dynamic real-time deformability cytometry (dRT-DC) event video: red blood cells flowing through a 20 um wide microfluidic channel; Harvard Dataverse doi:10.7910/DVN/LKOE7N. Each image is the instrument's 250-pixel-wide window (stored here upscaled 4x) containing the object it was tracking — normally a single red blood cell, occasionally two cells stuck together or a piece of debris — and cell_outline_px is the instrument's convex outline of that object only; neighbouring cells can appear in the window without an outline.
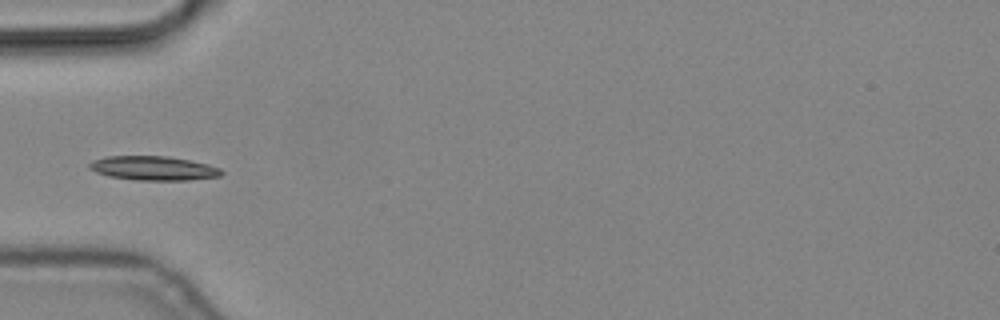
{"species": "common noctule bat (a hibernating species)", "species_latin": "Nyctalus noctula", "temperature_condition": "cold", "stored_images_in_passage": 5, "camera_frame_rate_fps": 3000, "um_per_image_px": 0.085, "animal": {"sex": "male", "body_mass_g": 19.2, "forearm_length_mm": 51.8}, "frame": {"image": 1, "passage_image": 4, "time_ms": 1.0, "image_size_px": [1000, 320], "cell_outline_px": [[224, 172], [220, 176], [188, 180], [136, 180], [108, 176], [96, 172], [88, 168], [88, 164], [96, 160], [108, 156], [168, 156], [208, 164], [220, 168]], "centroid_in_image_um": [13.05, 14.3], "position_along_channel_um": 71.9, "area_um2": 18.5}}
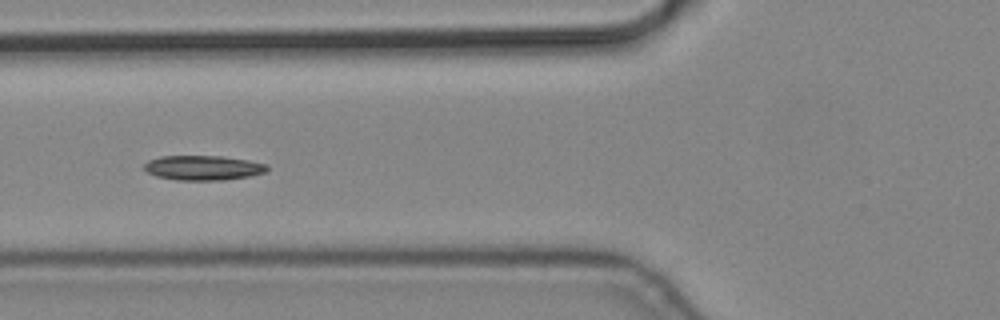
{"frame": {"image": 2, "passage_image": 5, "time_ms": 1.333, "image_size_px": [1000, 320], "cell_outline_px": [[268, 168], [264, 172], [248, 176], [224, 180], [180, 180], [156, 176], [148, 172], [144, 168], [144, 164], [148, 160], [160, 156], [220, 156], [248, 160], [268, 164]], "centroid_in_image_um": [17.25, 14.25], "position_along_channel_um": 108.5, "area_um2": 17.57}}